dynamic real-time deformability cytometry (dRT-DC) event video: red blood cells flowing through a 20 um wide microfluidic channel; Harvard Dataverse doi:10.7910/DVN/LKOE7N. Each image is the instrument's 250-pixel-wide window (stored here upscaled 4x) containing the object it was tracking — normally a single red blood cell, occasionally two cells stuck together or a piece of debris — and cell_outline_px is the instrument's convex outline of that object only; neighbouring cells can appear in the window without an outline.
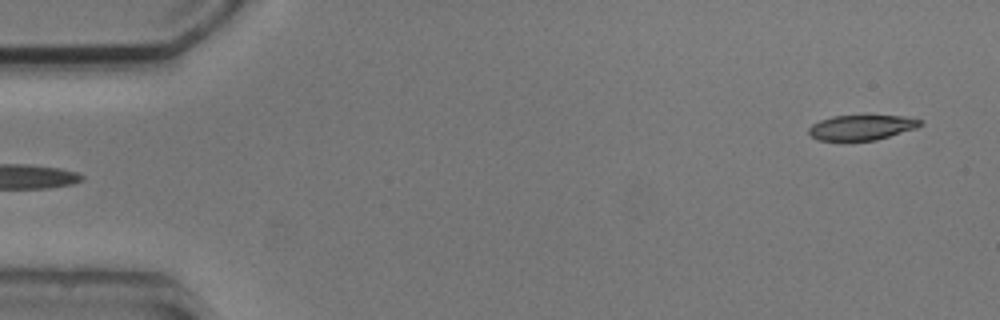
{"species": "common noctule bat (a hibernating species)", "species_latin": "Nyctalus noctula", "temperature_condition": "cold", "stored_images_in_passage": 4, "segment_of_instrument_passage": [2, 2], "camera_frame_rate_fps": 3000, "um_per_image_px": 0.085, "animal": {"sex": "male", "body_mass_g": 20.5, "forearm_length_mm": 52.5}, "frame": {"image": 1, "passage_image": 4, "time_ms": 4.333, "image_size_px": [1000, 320], "cell_outline_px": [[924, 124], [916, 128], [876, 140], [816, 140], [808, 132], [808, 128], [812, 124], [820, 120], [832, 116], [904, 116], [924, 120]], "centroid_in_image_um": [73.25, 10.83], "position_along_channel_um": 11.7, "area_um2": 16.24}}